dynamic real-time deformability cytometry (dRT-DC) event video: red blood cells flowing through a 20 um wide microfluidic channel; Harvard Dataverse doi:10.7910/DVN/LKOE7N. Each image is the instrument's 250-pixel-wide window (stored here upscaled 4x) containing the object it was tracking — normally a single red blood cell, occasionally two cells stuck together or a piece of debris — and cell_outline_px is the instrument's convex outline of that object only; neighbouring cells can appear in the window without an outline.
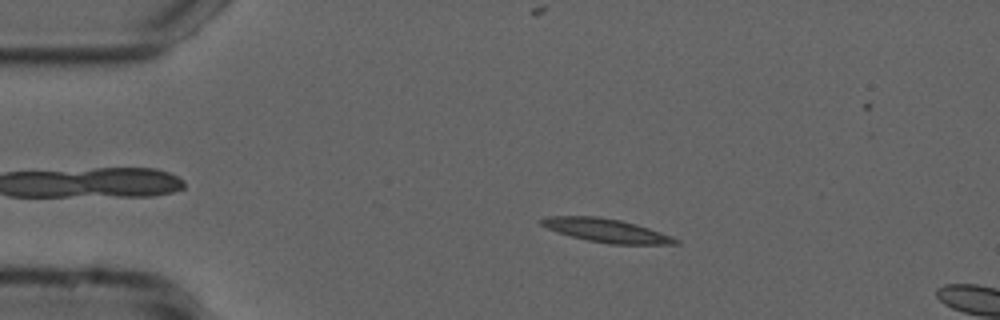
{"species": "common noctule bat (a hibernating species)", "species_latin": "Nyctalus noctula", "temperature_condition": "cold", "stored_images_in_passage": 13, "camera_frame_rate_fps": 3000, "um_per_image_px": 0.085, "animal": {"sex": "male", "forearm_length_mm": 52.5}, "frame": {"image": 1, "passage_image": 10, "time_ms": 3.0, "image_size_px": [1000, 320], "cell_outline_px": [[680, 244], [608, 244], [588, 240], [556, 232], [540, 224], [540, 220], [548, 216], [596, 216], [620, 220], [636, 224], [672, 236], [680, 240]], "centroid_in_image_um": [51.55, 19.59], "position_along_channel_um": 33.4, "area_um2": 18.26}}